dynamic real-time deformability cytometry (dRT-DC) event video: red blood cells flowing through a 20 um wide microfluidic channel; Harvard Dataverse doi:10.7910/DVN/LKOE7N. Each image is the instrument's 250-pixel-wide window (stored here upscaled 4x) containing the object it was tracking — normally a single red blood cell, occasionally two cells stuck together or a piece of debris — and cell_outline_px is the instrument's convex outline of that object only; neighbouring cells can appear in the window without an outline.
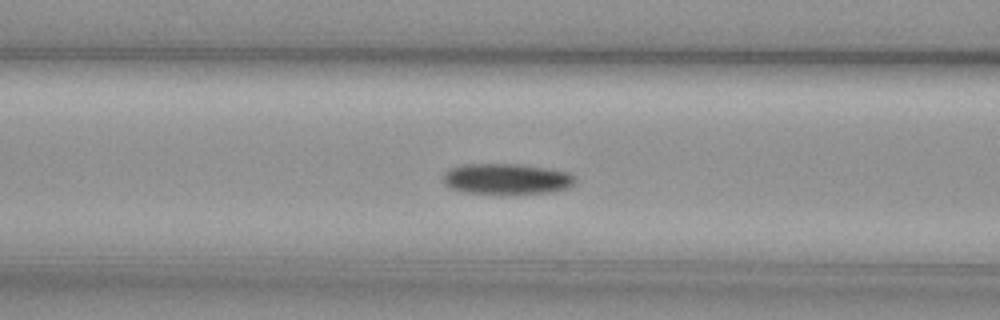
{"species": "common noctule bat (a hibernating species)", "species_latin": "Nyctalus noctula", "temperature_condition": "cold", "stored_images_in_passage": 36, "camera_frame_rate_fps": 3000, "um_per_image_px": 0.085, "animal": {"sex": "female", "body_mass_g": 29.2, "forearm_length_mm": 56.3}, "frame": {"image": 1, "passage_image": 10, "time_ms": 3.0, "image_size_px": [1000, 320], "cell_outline_px": [[576, 180], [568, 188], [552, 192], [464, 192], [448, 188], [444, 184], [444, 172], [452, 168], [464, 164], [516, 164], [544, 168], [568, 172], [576, 176]], "centroid_in_image_um": [43.05, 15.19], "position_along_channel_um": 123.5, "area_um2": 23.06}}
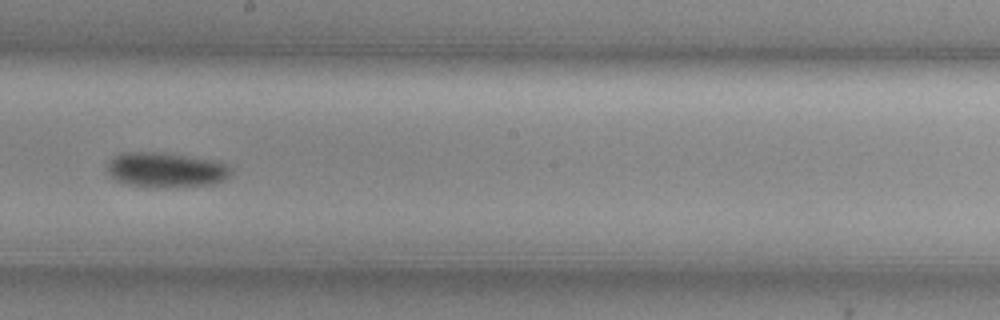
{"frame": {"image": 2, "passage_image": 19, "time_ms": 6.0, "image_size_px": [1000, 320], "cell_outline_px": [[232, 168], [228, 176], [224, 180], [212, 184], [168, 188], [152, 188], [128, 184], [116, 180], [108, 172], [108, 160], [112, 156], [120, 152], [164, 152], [212, 160], [224, 164]], "centroid_in_image_um": [14.06, 14.44], "position_along_channel_um": 234.1, "area_um2": 25.43}}
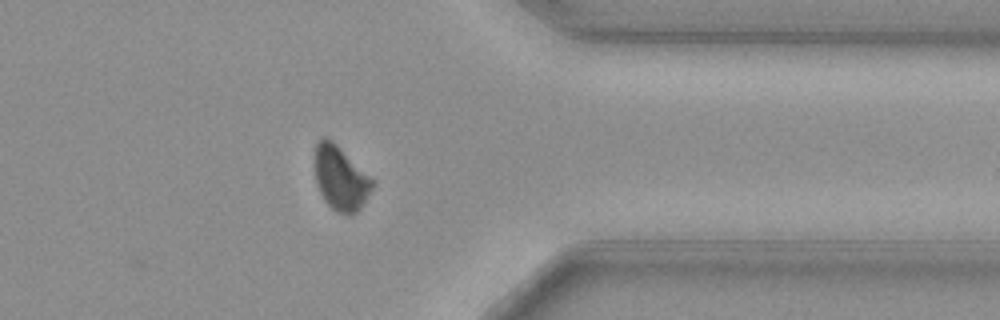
{"frame": {"image": 3, "passage_image": 32, "time_ms": 10.333, "image_size_px": [1000, 320], "cell_outline_px": [[372, 188], [364, 204], [352, 216], [348, 216], [336, 212], [324, 200], [316, 184], [316, 144], [324, 136], [332, 140], [372, 180]], "centroid_in_image_um": [28.93, 15.21], "position_along_channel_um": 382.5, "area_um2": 20.98}, "authors_computed_cell_mechanics": {"area_um2": 23.698, "velocity_mm_per_s": 3.7012, "shape_relaxation_time_tau1_ms": 3.9826, "shape_relaxation_time_tau2_ms": null, "deformation_change_tau1": 0.1059, "deformation_change_tau2": null}}